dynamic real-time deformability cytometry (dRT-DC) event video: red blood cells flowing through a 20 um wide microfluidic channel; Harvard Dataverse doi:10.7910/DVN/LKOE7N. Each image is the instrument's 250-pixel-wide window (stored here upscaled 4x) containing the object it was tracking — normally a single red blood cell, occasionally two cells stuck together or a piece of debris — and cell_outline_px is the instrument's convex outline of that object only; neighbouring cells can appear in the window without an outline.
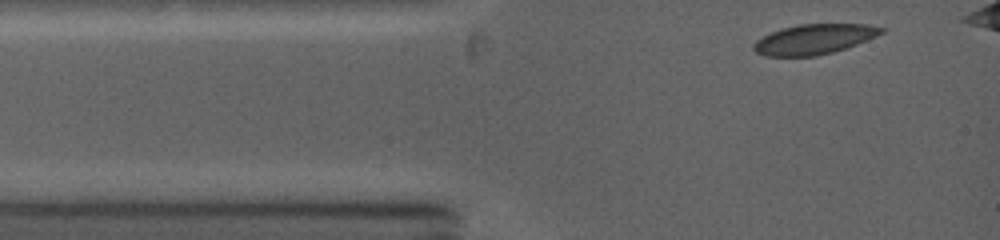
{"species": "common noctule bat (a hibernating species)", "species_latin": "Nyctalus noctula", "temperature_condition": "warm", "stored_images_in_passage": 16, "camera_frame_rate_fps": 5000, "um_per_image_px": 0.085, "animal": {"sex": "female", "body_mass_g": 19.0, "forearm_length_mm": 53.3}, "frame": {"image": 1, "passage_image": 1, "time_ms": 0.0, "image_size_px": [1000, 240], "cell_outline_px": [[888, 28], [884, 32], [876, 36], [856, 44], [832, 52], [816, 56], [764, 56], [756, 52], [752, 48], [752, 44], [756, 40], [772, 32], [784, 28], [800, 24], [868, 24]], "centroid_in_image_um": [69.21, 3.33], "position_along_channel_um": 15.8, "area_um2": 22.25}}
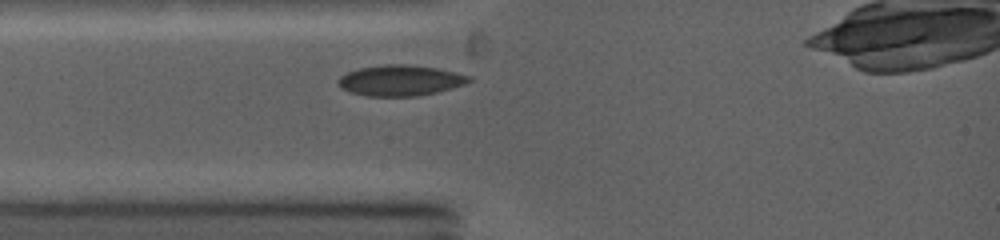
{"frame": {"image": 2, "passage_image": 5, "time_ms": 1.6, "image_size_px": [1000, 240], "cell_outline_px": [[472, 80], [464, 84], [452, 88], [436, 92], [416, 96], [364, 96], [348, 92], [340, 88], [336, 84], [336, 80], [340, 76], [348, 72], [360, 68], [384, 64], [404, 64], [436, 68], [472, 76]], "centroid_in_image_um": [33.97, 6.84], "position_along_channel_um": 51.0, "area_um2": 23.52}}
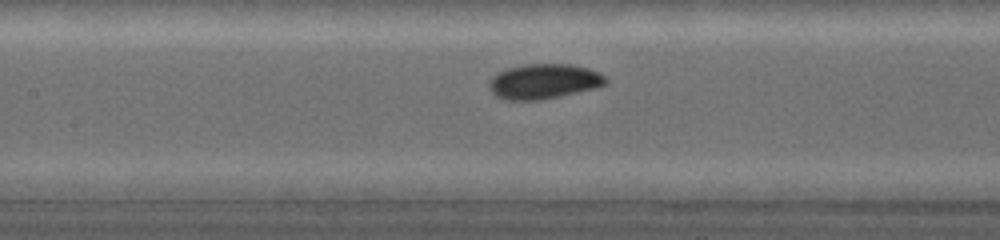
{"frame": {"image": 3, "passage_image": 14, "time_ms": 4.2, "image_size_px": [1000, 240], "cell_outline_px": [[608, 84], [596, 88], [560, 96], [540, 100], [504, 100], [496, 96], [488, 88], [488, 80], [496, 72], [508, 68], [524, 64], [572, 64], [588, 68], [600, 72], [608, 80]], "centroid_in_image_um": [46.21, 6.92], "position_along_channel_um": 161.2, "area_um2": 24.16}}